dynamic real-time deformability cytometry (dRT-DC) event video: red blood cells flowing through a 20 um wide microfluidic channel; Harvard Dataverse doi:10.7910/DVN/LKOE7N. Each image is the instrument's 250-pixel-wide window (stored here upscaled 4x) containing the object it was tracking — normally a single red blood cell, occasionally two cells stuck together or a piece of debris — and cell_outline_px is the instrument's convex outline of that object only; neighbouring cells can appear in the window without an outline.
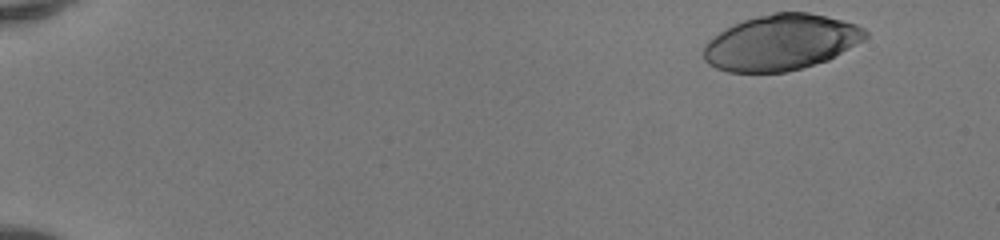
{"species": "human", "species_latin": "Homo sapiens", "temperature_condition": "room temperature", "stored_images_in_passage": 47, "camera_frame_rate_fps": 3000, "um_per_image_px": 0.085, "donor": {"sex": "female"}, "frame": {"image": 1, "passage_image": 1, "time_ms": 0.0, "image_size_px": [1000, 240], "cell_outline_px": [[868, 36], [864, 40], [828, 60], [800, 68], [784, 72], [728, 72], [716, 68], [708, 64], [704, 60], [704, 44], [708, 40], [720, 32], [744, 20], [756, 16], [772, 12], [808, 12], [856, 24], [864, 28], [868, 32]], "centroid_in_image_um": [66.38, 3.61], "position_along_channel_um": 18.6, "area_um2": 52.19}}
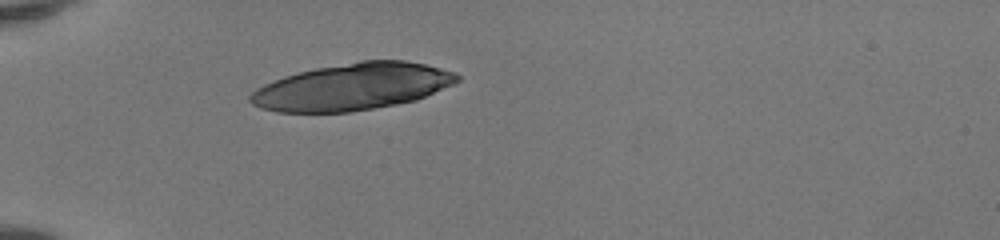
{"frame": {"image": 2, "passage_image": 13, "time_ms": 4.0, "image_size_px": [1000, 240], "cell_outline_px": [[460, 80], [452, 84], [416, 100], [396, 104], [352, 112], [276, 112], [260, 108], [252, 104], [248, 100], [248, 96], [256, 88], [264, 84], [284, 76], [316, 68], [360, 60], [404, 60], [424, 64], [456, 72], [460, 76]], "centroid_in_image_um": [29.93, 7.38], "position_along_channel_um": 55.1, "area_um2": 56.3}}